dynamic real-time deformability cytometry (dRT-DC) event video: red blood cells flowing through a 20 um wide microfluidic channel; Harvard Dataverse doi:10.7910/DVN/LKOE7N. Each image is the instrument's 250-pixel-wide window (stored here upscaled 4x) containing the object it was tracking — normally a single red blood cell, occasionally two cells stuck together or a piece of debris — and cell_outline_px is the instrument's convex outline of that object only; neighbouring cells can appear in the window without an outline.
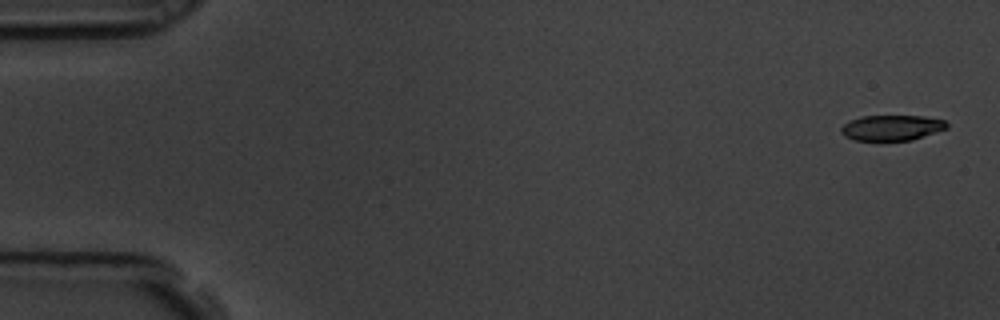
{"species": "common noctule bat (a hibernating species)", "species_latin": "Nyctalus noctula", "temperature_condition": "room temperature", "stored_images_in_passage": 7, "camera_frame_rate_fps": 3000, "um_per_image_px": 0.085, "animal": {"sex": "male", "body_mass_g": 19.5, "forearm_length_mm": 54.6}, "frame": {"image": 1, "passage_image": 1, "time_ms": 0.0, "image_size_px": [1000, 320], "cell_outline_px": [[948, 128], [912, 140], [856, 140], [844, 136], [840, 132], [840, 128], [844, 124], [860, 116], [924, 116], [944, 120], [948, 124]], "centroid_in_image_um": [75.8, 10.85], "position_along_channel_um": 9.2, "area_um2": 15.61}}
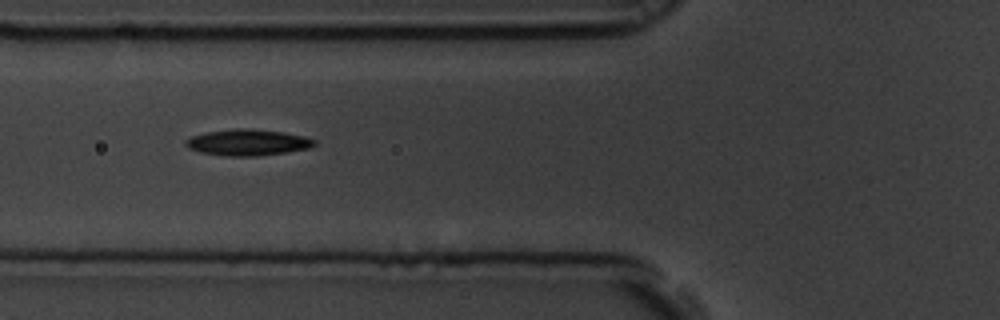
{"frame": {"image": 2, "passage_image": 6, "time_ms": 1.667, "image_size_px": [1000, 320], "cell_outline_px": [[316, 144], [312, 148], [288, 152], [256, 156], [228, 156], [200, 152], [188, 148], [184, 144], [184, 140], [192, 136], [208, 132], [236, 128], [252, 128], [284, 132], [304, 136], [316, 140]], "centroid_in_image_um": [21.09, 12.1], "position_along_channel_um": 104.7, "area_um2": 19.83}}
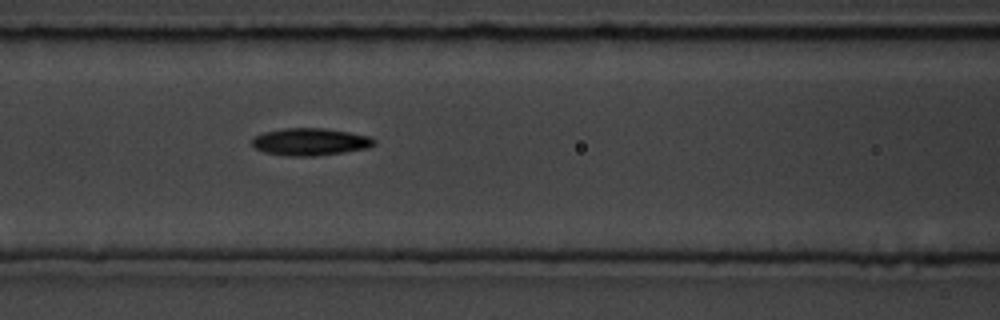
{"frame": {"image": 3, "passage_image": 7, "time_ms": 2.0, "image_size_px": [1000, 320], "cell_outline_px": [[376, 144], [368, 148], [344, 152], [316, 156], [284, 156], [264, 152], [256, 148], [252, 144], [252, 140], [256, 136], [264, 132], [284, 128], [324, 128], [348, 132], [368, 136], [376, 140]], "centroid_in_image_um": [26.38, 12.06], "position_along_channel_um": 140.2, "area_um2": 19.42}}